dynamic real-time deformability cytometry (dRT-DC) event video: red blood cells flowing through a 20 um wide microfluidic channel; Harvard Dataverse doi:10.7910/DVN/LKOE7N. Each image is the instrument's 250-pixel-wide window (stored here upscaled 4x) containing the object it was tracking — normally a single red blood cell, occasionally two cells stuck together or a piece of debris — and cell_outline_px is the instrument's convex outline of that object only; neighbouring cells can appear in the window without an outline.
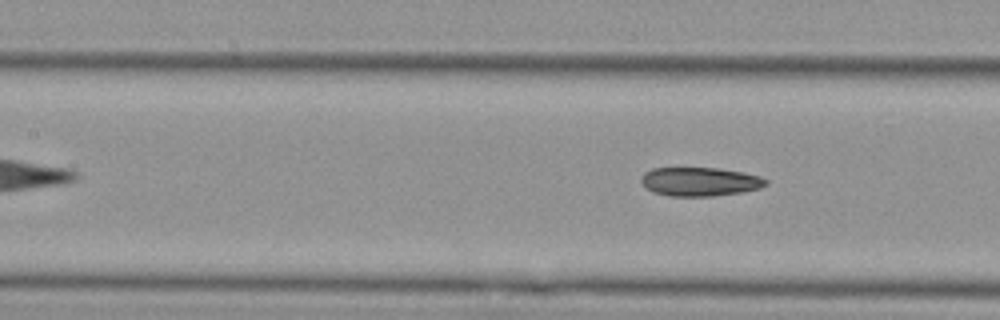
{"species": "Egyptian fruit bat (a non-hibernating species)", "species_latin": "Rousettus aegyptiacus", "temperature_condition": "cold", "stored_images_in_passage": 14, "camera_frame_rate_fps": 3000, "um_per_image_px": 0.085, "animal": {"sex": "female"}, "frame": {"image": 1, "passage_image": 5, "time_ms": 1.333, "image_size_px": [1000, 320], "cell_outline_px": [[768, 184], [760, 188], [744, 192], [712, 196], [668, 196], [652, 192], [640, 180], [644, 172], [652, 168], [720, 168], [744, 172], [760, 176], [768, 180]], "centroid_in_image_um": [59.52, 15.44], "position_along_channel_um": 147.9, "area_um2": 21.1}}
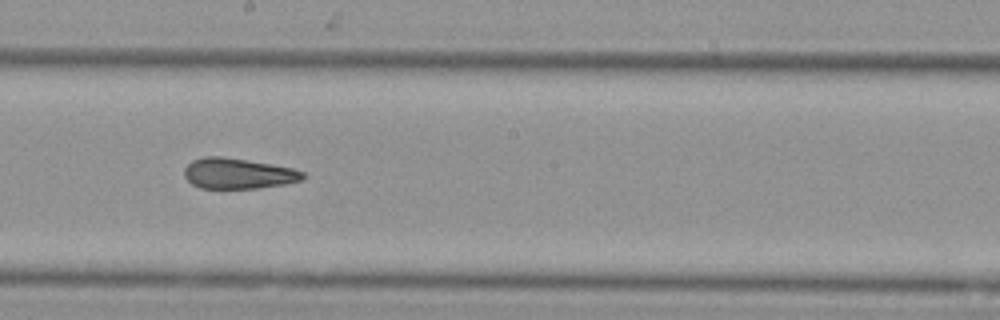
{"frame": {"image": 2, "passage_image": 7, "time_ms": 2.0, "image_size_px": [1000, 320], "cell_outline_px": [[304, 180], [284, 184], [256, 188], [200, 188], [192, 184], [184, 176], [184, 168], [192, 160], [204, 156], [220, 156], [272, 164], [292, 168], [304, 172]], "centroid_in_image_um": [20.22, 14.74], "position_along_channel_um": 228.0, "area_um2": 21.1}}
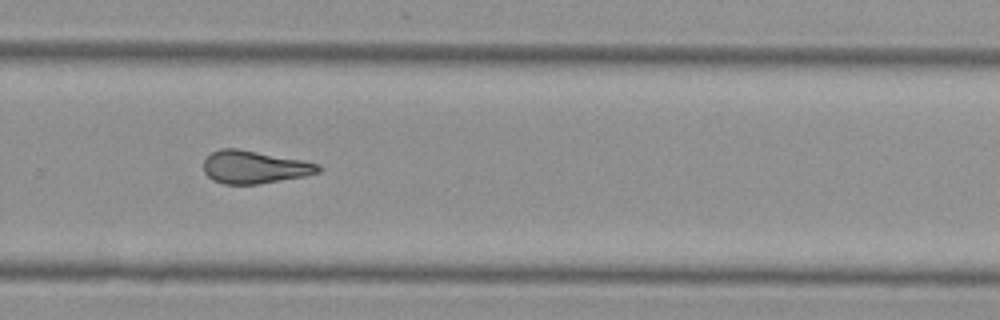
{"frame": {"image": 3, "passage_image": 9, "time_ms": 2.667, "image_size_px": [1000, 320], "cell_outline_px": [[324, 168], [320, 172], [308, 176], [260, 184], [224, 184], [212, 180], [204, 172], [204, 160], [212, 152], [220, 148], [240, 148], [304, 160], [320, 164]], "centroid_in_image_um": [21.68, 14.2], "position_along_channel_um": 308.1, "area_um2": 22.43}}